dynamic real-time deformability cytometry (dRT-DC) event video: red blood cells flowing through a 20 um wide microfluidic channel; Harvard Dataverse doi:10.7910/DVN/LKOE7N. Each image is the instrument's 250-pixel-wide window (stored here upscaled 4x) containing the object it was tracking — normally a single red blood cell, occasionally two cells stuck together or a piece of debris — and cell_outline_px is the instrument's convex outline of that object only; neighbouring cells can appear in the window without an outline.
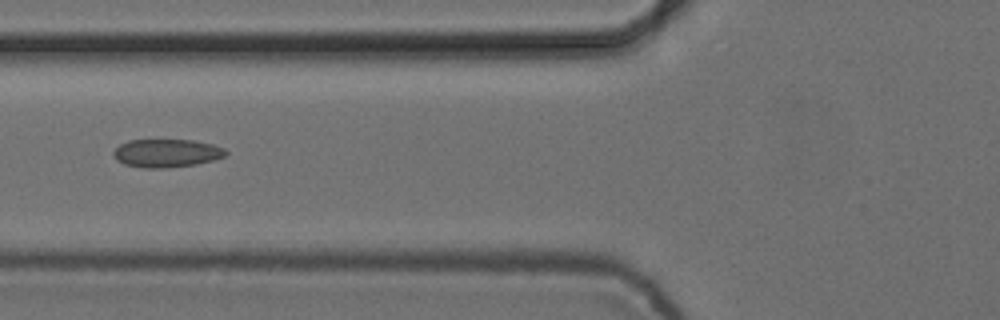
{"species": "common noctule bat (a hibernating species)", "species_latin": "Nyctalus noctula", "temperature_condition": "cold", "stored_images_in_passage": 7, "camera_frame_rate_fps": 3000, "um_per_image_px": 0.085, "animal": {"sex": "female", "body_mass_g": 24.6, "forearm_length_mm": 56.2}, "frame": {"image": 1, "passage_image": 7, "time_ms": 2.0, "image_size_px": [1000, 320], "cell_outline_px": [[228, 152], [224, 156], [216, 160], [196, 164], [168, 168], [144, 168], [124, 164], [116, 160], [112, 152], [120, 144], [128, 140], [192, 140], [212, 144], [224, 148]], "centroid_in_image_um": [14.16, 13.02], "position_along_channel_um": 111.6, "area_um2": 18.55}}